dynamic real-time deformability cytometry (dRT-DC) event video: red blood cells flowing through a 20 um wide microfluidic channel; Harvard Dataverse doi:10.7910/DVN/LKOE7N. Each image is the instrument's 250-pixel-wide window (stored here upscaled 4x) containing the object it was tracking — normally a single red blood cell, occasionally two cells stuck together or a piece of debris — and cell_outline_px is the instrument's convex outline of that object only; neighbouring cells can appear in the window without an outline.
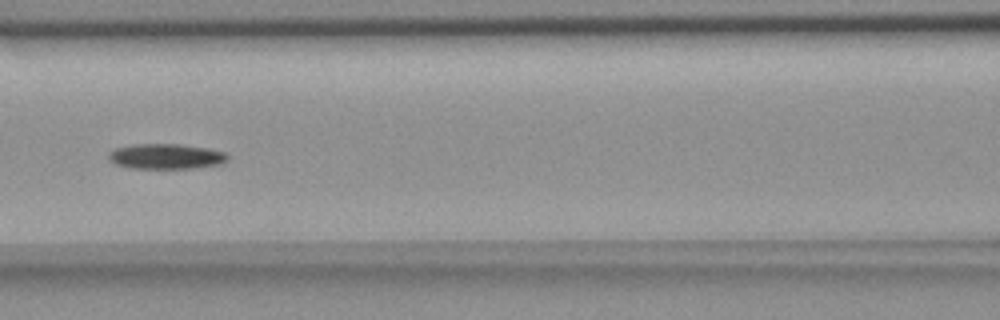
{"species": "common noctule bat (a hibernating species)", "species_latin": "Nyctalus noctula", "temperature_condition": "room temperature", "stored_images_in_passage": 10, "camera_frame_rate_fps": 3000, "um_per_image_px": 0.085, "animal": {"sex": "female", "body_mass_g": 18.4}, "frame": {"image": 1, "passage_image": 6, "time_ms": 1.667, "image_size_px": [1000, 320], "cell_outline_px": [[228, 160], [224, 164], [192, 168], [128, 168], [116, 164], [108, 160], [108, 152], [116, 148], [132, 144], [180, 144], [208, 148], [224, 152], [228, 156]], "centroid_in_image_um": [14.11, 13.29], "position_along_channel_um": 152.5, "area_um2": 17.69}}
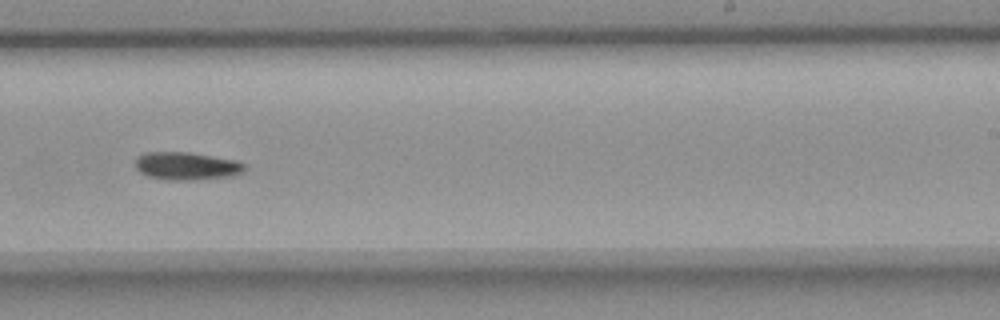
{"frame": {"image": 2, "passage_image": 9, "time_ms": 2.667, "image_size_px": [1000, 320], "cell_outline_px": [[248, 168], [244, 172], [232, 176], [196, 180], [164, 180], [148, 176], [140, 172], [136, 168], [136, 156], [144, 152], [188, 152], [240, 160]], "centroid_in_image_um": [15.9, 14.11], "position_along_channel_um": 273.1, "area_um2": 18.15}}
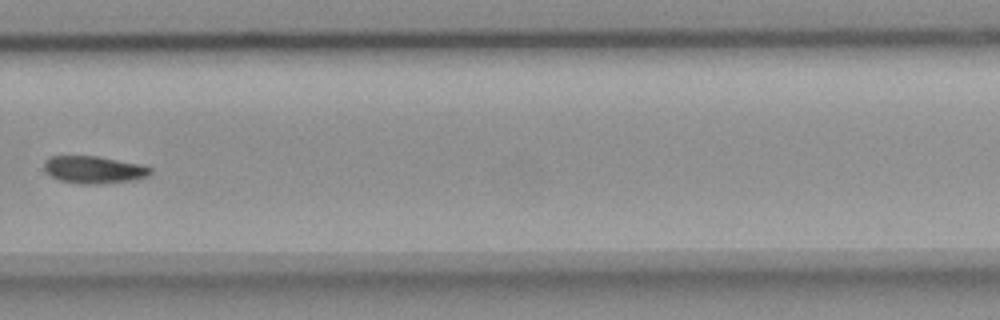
{"frame": {"image": 3, "passage_image": 10, "time_ms": 3.0, "image_size_px": [1000, 320], "cell_outline_px": [[152, 172], [148, 176], [132, 180], [100, 184], [80, 184], [60, 180], [44, 172], [44, 160], [52, 156], [96, 156], [144, 164], [152, 168]], "centroid_in_image_um": [7.99, 14.42], "position_along_channel_um": 321.8, "area_um2": 17.11}}